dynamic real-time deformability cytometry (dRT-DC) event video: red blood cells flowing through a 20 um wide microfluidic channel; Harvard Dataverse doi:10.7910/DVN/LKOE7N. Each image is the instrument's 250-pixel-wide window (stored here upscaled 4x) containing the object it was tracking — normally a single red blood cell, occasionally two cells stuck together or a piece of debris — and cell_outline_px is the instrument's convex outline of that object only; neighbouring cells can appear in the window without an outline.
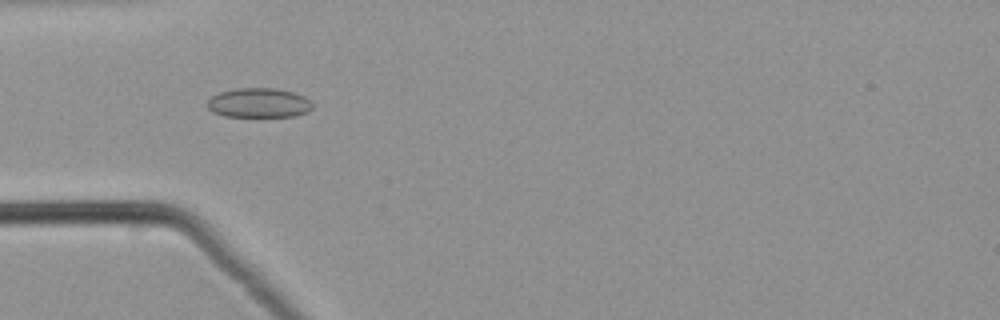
{"species": "common noctule bat (a hibernating species)", "species_latin": "Nyctalus noctula", "temperature_condition": "warm", "stored_images_in_passage": 44, "camera_frame_rate_fps": 3000, "um_per_image_px": 0.085, "animal": {"sex": "male", "body_mass_g": 21.5, "forearm_length_mm": 52.0}, "frame": {"image": 1, "passage_image": 9, "time_ms": 2.667, "image_size_px": [1000, 320], "cell_outline_px": [[312, 108], [308, 112], [296, 116], [224, 116], [212, 112], [208, 108], [208, 100], [212, 96], [220, 92], [236, 88], [276, 88], [292, 92], [304, 96], [312, 104]], "centroid_in_image_um": [22.0, 8.74], "position_along_channel_um": 63.0, "area_um2": 18.03}}
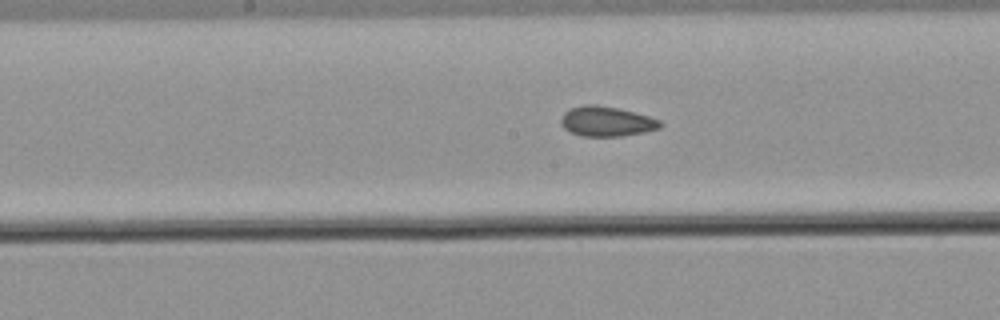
{"frame": {"image": 2, "passage_image": 19, "time_ms": 6.0, "image_size_px": [1000, 320], "cell_outline_px": [[660, 128], [644, 132], [624, 136], [580, 136], [564, 128], [560, 120], [564, 112], [568, 108], [584, 104], [596, 104], [620, 108], [648, 116], [660, 120]], "centroid_in_image_um": [51.53, 10.3], "position_along_channel_um": 196.7, "area_um2": 17.4}}
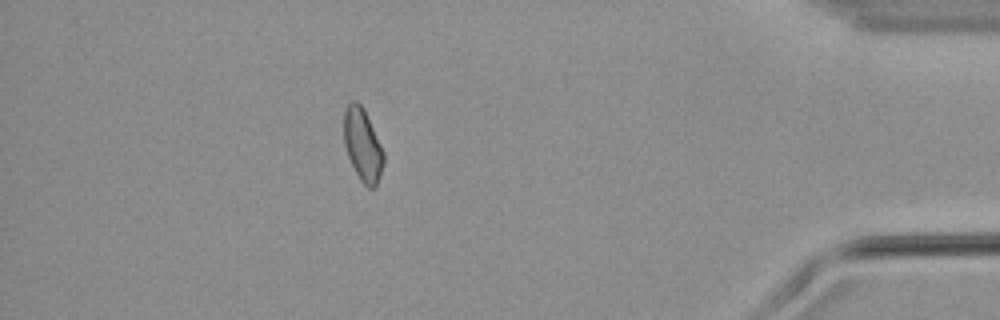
{"frame": {"image": 3, "passage_image": 38, "time_ms": 12.333, "image_size_px": [1000, 320], "cell_outline_px": [[384, 164], [376, 188], [368, 188], [360, 180], [348, 156], [344, 144], [344, 112], [348, 104], [352, 100], [356, 100], [364, 108], [384, 152]], "centroid_in_image_um": [30.84, 12.32], "position_along_channel_um": 404.4, "area_um2": 16.82}}